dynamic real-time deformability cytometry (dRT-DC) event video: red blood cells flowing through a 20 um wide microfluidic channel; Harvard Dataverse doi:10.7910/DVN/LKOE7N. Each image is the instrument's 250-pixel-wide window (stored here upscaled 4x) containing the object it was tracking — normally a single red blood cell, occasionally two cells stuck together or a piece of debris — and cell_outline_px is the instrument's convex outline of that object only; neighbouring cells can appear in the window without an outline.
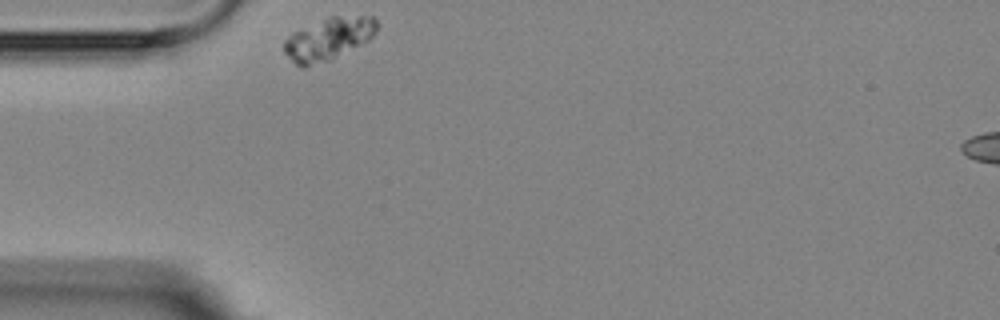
{"species": "Egyptian fruit bat (a non-hibernating species)", "species_latin": "Rousettus aegyptiacus", "temperature_condition": "room temperature", "stored_images_in_passage": 2, "segment_of_instrument_passage": [1, 2], "camera_frame_rate_fps": 3000, "um_per_image_px": 0.085, "animal": {"sex": "female"}, "frame": {"image": 1, "passage_image": 1, "time_ms": 0.0, "image_size_px": [1000, 320], "cell_outline_px": [[376, 32], [368, 40], [328, 60], [308, 68], [300, 68], [284, 52], [284, 40], [292, 32], [328, 16], [372, 16], [376, 20]], "centroid_in_image_um": [27.87, 3.3], "position_along_channel_um": 57.1, "area_um2": 22.72}}